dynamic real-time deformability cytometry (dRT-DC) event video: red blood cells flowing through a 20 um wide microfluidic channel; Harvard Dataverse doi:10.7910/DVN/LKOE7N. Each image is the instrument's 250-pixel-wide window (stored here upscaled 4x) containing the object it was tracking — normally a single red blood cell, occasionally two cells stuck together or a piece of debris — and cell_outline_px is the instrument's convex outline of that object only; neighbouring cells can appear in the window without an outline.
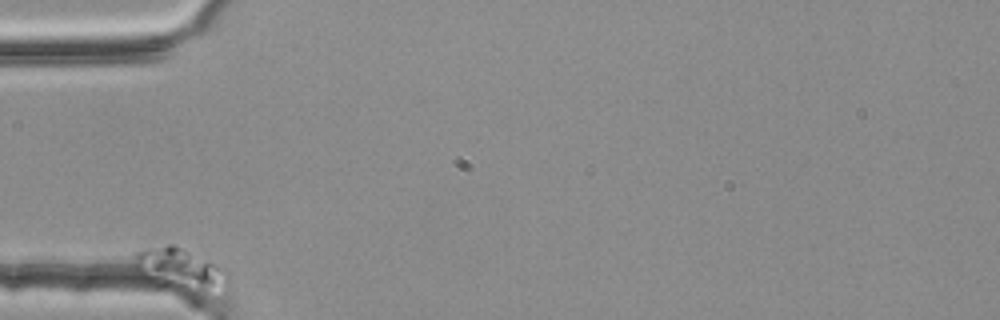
{"species": "common noctule bat (a hibernating species)", "species_latin": "Nyctalus noctula", "temperature_condition": "room temperature", "stored_images_in_passage": 43, "camera_frame_rate_fps": 3000, "um_per_image_px": 0.085, "animal": {"sex": "female", "body_mass_g": 25.1}, "frame": {"image": 1, "passage_image": 1, "time_ms": 0.0, "image_size_px": [1000, 320], "cell_outline_px": [[228, 284], [212, 300], [196, 300], [140, 272], [136, 268], [132, 256], [136, 252], [144, 248], [168, 244], [172, 244], [228, 268]], "centroid_in_image_um": [15.52, 23.03], "position_along_channel_um": 69.5, "area_um2": 24.45}}
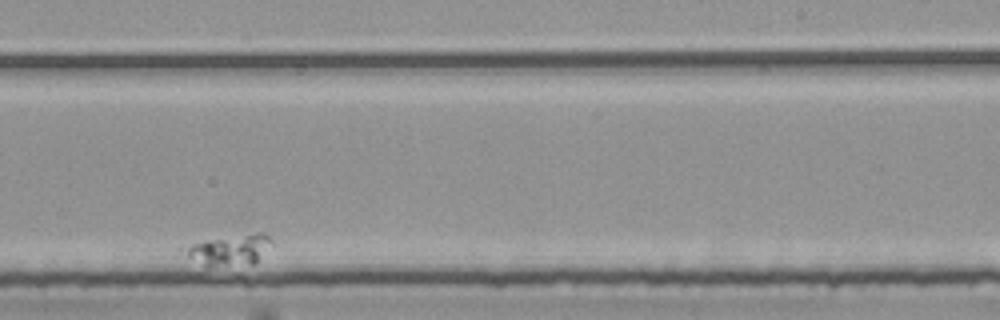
{"frame": {"image": 2, "passage_image": 31, "time_ms": 10.0, "image_size_px": [1000, 320], "cell_outline_px": [[272, 244], [252, 264], [208, 268], [188, 256], [176, 248], [180, 244], [204, 240], [256, 232], [264, 232], [272, 240]], "centroid_in_image_um": [19.37, 21.24], "position_along_channel_um": 269.6, "area_um2": 16.18}}
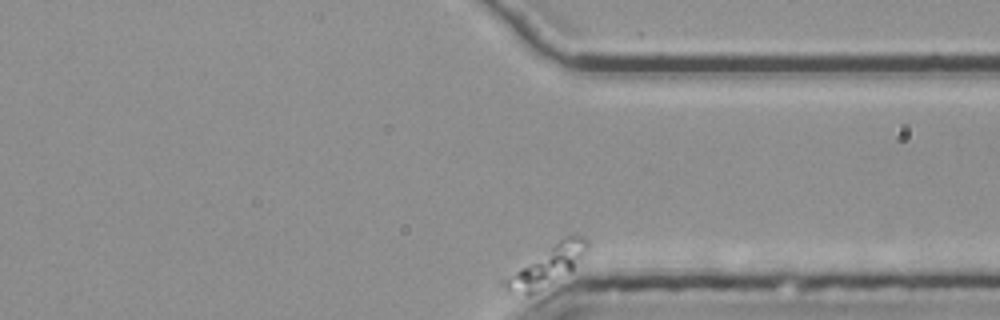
{"frame": {"image": 3, "passage_image": 43, "time_ms": 14.0, "image_size_px": [1000, 320], "cell_outline_px": [[588, 248], [572, 272], [536, 292], [528, 296], [524, 296], [504, 292], [496, 284], [500, 280], [564, 236], [584, 236], [588, 240]], "centroid_in_image_um": [46.39, 22.68], "position_along_channel_um": 365.0, "area_um2": 19.65}}